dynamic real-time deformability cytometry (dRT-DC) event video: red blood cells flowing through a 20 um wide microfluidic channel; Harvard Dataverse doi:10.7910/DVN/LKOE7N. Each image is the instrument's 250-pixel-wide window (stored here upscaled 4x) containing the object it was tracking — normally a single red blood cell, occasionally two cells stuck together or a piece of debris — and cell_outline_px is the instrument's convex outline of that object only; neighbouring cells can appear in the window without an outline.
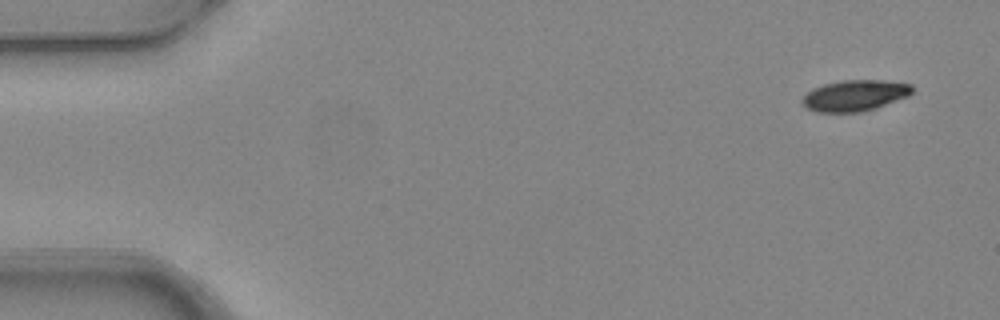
{"species": "common noctule bat (a hibernating species)", "species_latin": "Nyctalus noctula", "temperature_condition": "warm", "stored_images_in_passage": 5, "segment_of_instrument_passage": [2, 2], "camera_frame_rate_fps": 3000, "um_per_image_px": 0.085, "animal": {"sex": "female", "body_mass_g": 24.6, "forearm_length_mm": 56.2}, "frame": {"image": 1, "passage_image": 5, "time_ms": 1.333, "image_size_px": [1000, 320], "cell_outline_px": [[912, 92], [908, 96], [876, 108], [860, 112], [816, 112], [808, 108], [800, 100], [812, 88], [824, 84], [840, 80], [884, 80], [912, 84]], "centroid_in_image_um": [72.66, 8.11], "position_along_channel_um": 12.3, "area_um2": 19.88}}